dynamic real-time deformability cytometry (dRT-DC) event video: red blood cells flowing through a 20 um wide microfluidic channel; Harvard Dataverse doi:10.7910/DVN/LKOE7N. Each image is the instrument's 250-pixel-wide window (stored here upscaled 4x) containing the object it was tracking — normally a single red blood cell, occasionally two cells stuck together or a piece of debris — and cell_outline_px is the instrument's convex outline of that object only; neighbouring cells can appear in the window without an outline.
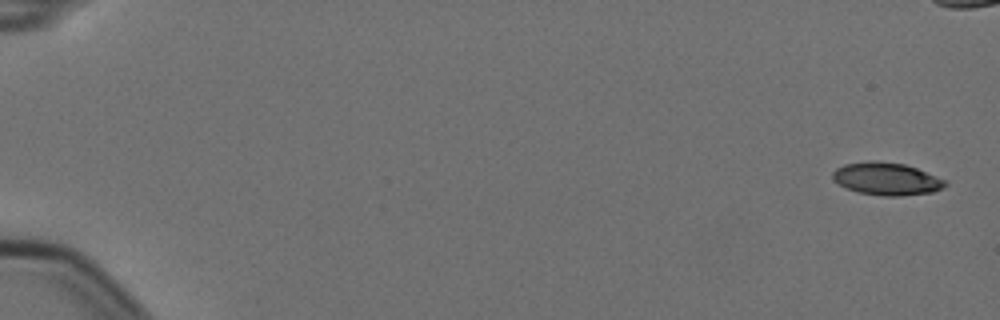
{"species": "Egyptian fruit bat (a non-hibernating species)", "species_latin": "Rousettus aegyptiacus", "temperature_condition": "cold", "stored_images_in_passage": 6, "camera_frame_rate_fps": 3000, "um_per_image_px": 0.085, "animal": {"sex": "female"}, "frame": {"image": 1, "passage_image": 1, "time_ms": 0.0, "image_size_px": [1000, 320], "cell_outline_px": [[948, 184], [944, 188], [932, 192], [900, 196], [884, 196], [860, 192], [844, 188], [832, 180], [832, 172], [836, 168], [844, 164], [868, 160], [872, 160], [904, 164], [916, 168], [948, 180]], "centroid_in_image_um": [75.35, 15.2], "position_along_channel_um": 9.6, "area_um2": 21.62}}
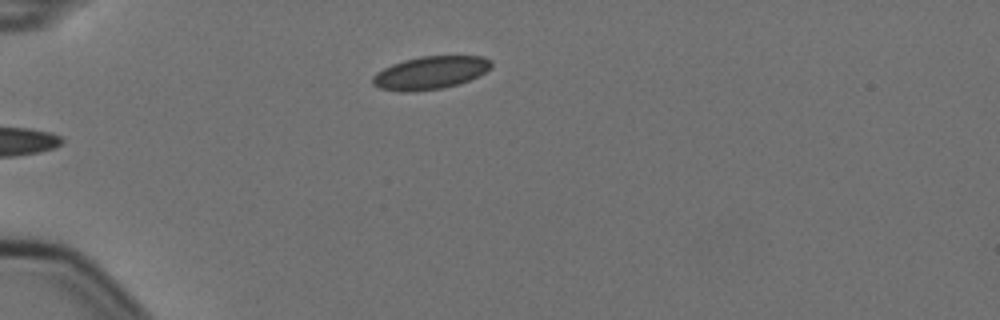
{"frame": {"image": 2, "passage_image": 6, "time_ms": 1.667, "image_size_px": [1000, 320], "cell_outline_px": [[492, 68], [480, 76], [460, 84], [444, 88], [408, 92], [400, 92], [380, 88], [372, 84], [372, 76], [376, 72], [392, 64], [404, 60], [420, 56], [484, 56], [492, 60]], "centroid_in_image_um": [36.61, 6.19], "position_along_channel_um": 48.4, "area_um2": 23.12}}